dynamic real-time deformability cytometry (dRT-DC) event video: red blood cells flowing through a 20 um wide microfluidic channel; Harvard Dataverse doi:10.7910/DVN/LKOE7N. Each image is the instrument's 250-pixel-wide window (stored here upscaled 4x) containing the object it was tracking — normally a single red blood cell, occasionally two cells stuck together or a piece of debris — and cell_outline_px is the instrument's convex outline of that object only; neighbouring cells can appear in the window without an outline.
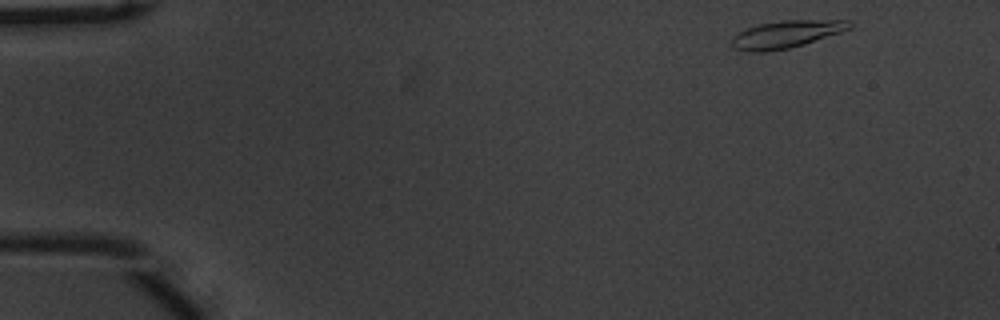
{"species": "common noctule bat (a hibernating species)", "species_latin": "Nyctalus noctula", "temperature_condition": "warm", "stored_images_in_passage": 51, "camera_frame_rate_fps": 3000, "um_per_image_px": 0.085, "animal": {"sex": "male", "body_mass_g": 20.1, "forearm_length_mm": 53.5}, "frame": {"image": 1, "passage_image": 1, "time_ms": 0.0, "image_size_px": [1000, 320], "cell_outline_px": [[856, 24], [852, 28], [804, 44], [788, 48], [764, 52], [748, 52], [732, 48], [732, 40], [744, 28], [760, 24], [784, 20], [852, 20]], "centroid_in_image_um": [66.88, 2.9], "position_along_channel_um": 18.1, "area_um2": 18.79}}
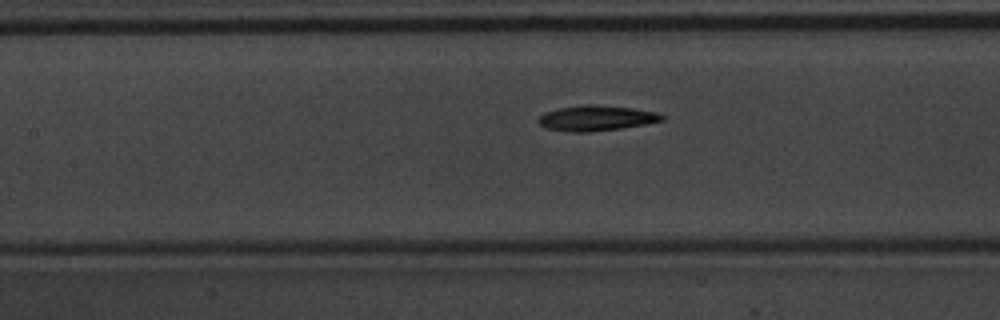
{"frame": {"image": 2, "passage_image": 21, "time_ms": 6.667, "image_size_px": [1000, 320], "cell_outline_px": [[664, 120], [644, 124], [620, 128], [592, 132], [568, 132], [544, 128], [536, 120], [544, 112], [556, 108], [584, 104], [596, 104], [632, 108], [656, 112], [664, 116]], "centroid_in_image_um": [50.62, 10.03], "position_along_channel_um": 156.8, "area_um2": 18.44}}
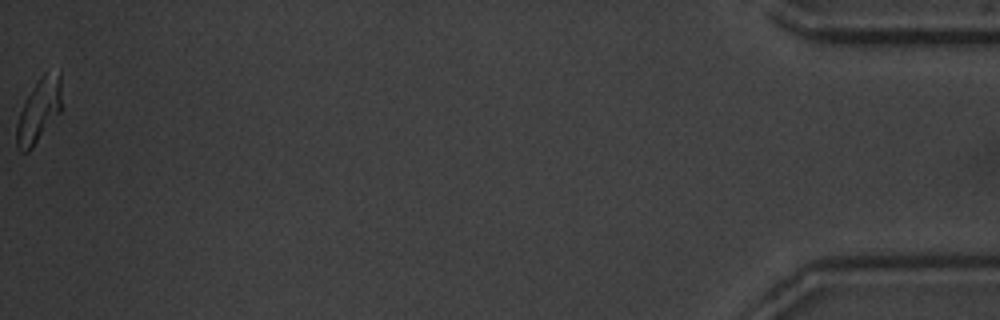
{"frame": {"image": 3, "passage_image": 51, "time_ms": 16.667, "image_size_px": [1000, 320], "cell_outline_px": [[60, 112], [32, 148], [28, 152], [20, 152], [16, 148], [16, 124], [24, 100], [40, 76], [44, 72], [60, 68]], "centroid_in_image_um": [3.28, 9.38], "position_along_channel_um": 431.9, "area_um2": 16.88}, "authors_computed_cell_mechanics": {"area_um2": 17.918, "velocity_mm_per_s": 3.6913, "shape_relaxation_time_tau1_ms": 4.2843, "shape_relaxation_time_tau2_ms": 3.4109, "deformation_change_tau1": 0.1916, "deformation_change_tau2": 0.1005}}